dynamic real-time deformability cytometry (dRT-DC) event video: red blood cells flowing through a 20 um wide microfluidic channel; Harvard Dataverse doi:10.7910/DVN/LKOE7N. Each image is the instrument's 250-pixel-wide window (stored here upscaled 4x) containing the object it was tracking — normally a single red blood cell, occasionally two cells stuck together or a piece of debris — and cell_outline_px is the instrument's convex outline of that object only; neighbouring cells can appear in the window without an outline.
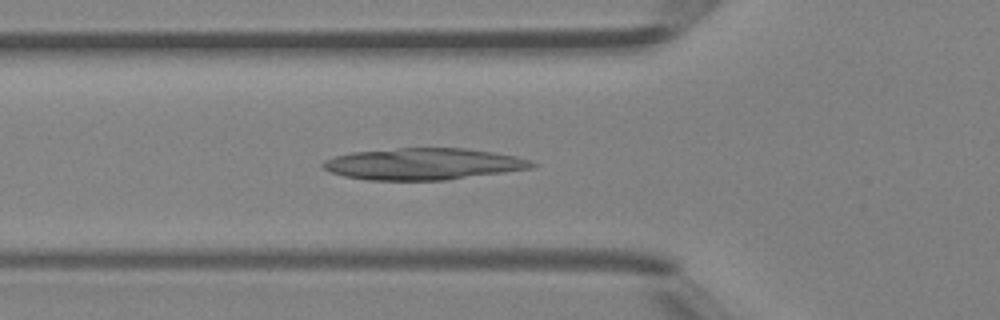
{"species": "Egyptian fruit bat (a non-hibernating species)", "species_latin": "Rousettus aegyptiacus", "temperature_condition": "room temperature", "stored_images_in_passage": 34, "camera_frame_rate_fps": 3000, "um_per_image_px": 0.085, "animal": {"sex": "female"}, "frame": {"image": 1, "passage_image": 6, "time_ms": 1.667, "image_size_px": [1000, 320], "cell_outline_px": [[540, 164], [532, 168], [448, 180], [368, 180], [344, 176], [332, 172], [324, 168], [320, 164], [324, 160], [336, 156], [352, 152], [400, 148], [468, 148], [516, 156], [532, 160]], "centroid_in_image_um": [36.03, 13.94], "position_along_channel_um": 89.8, "area_um2": 38.55}}
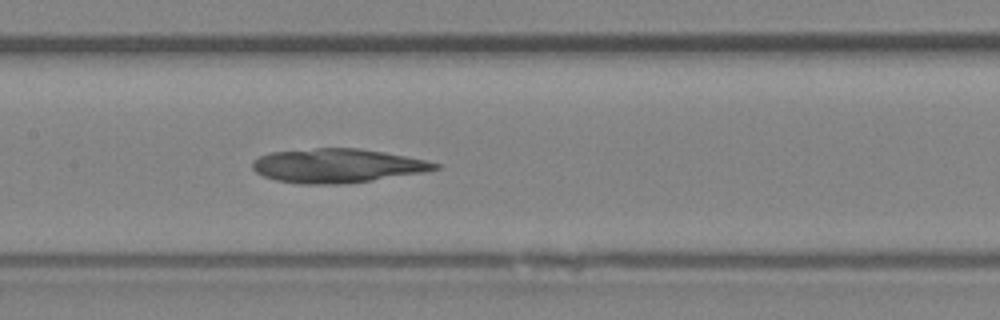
{"frame": {"image": 2, "passage_image": 12, "time_ms": 3.667, "image_size_px": [1000, 320], "cell_outline_px": [[440, 168], [424, 172], [372, 180], [340, 184], [300, 184], [276, 180], [264, 176], [256, 172], [252, 168], [252, 160], [268, 152], [316, 148], [360, 148], [384, 152], [428, 160], [440, 164]], "centroid_in_image_um": [28.65, 14.08], "position_along_channel_um": 178.7, "area_um2": 36.24}}
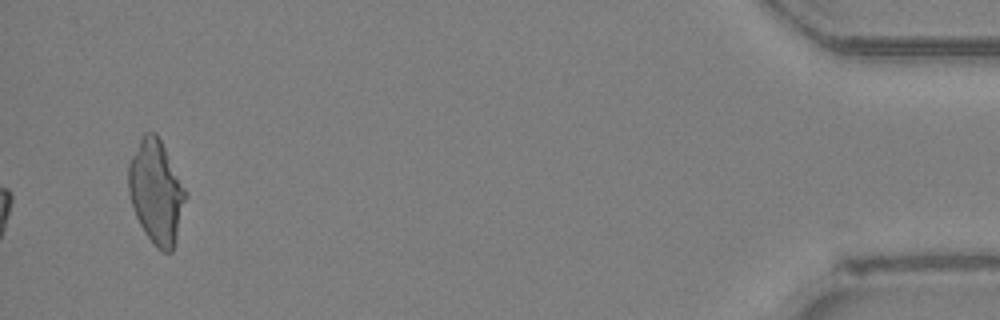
{"frame": {"image": 3, "passage_image": 34, "time_ms": 11.0, "image_size_px": [1000, 320], "cell_outline_px": [[188, 196], [172, 252], [160, 252], [156, 248], [144, 232], [136, 216], [128, 192], [128, 164], [144, 132], [156, 132], [188, 192]], "centroid_in_image_um": [13.29, 16.33], "position_along_channel_um": 421.9, "area_um2": 34.51}}